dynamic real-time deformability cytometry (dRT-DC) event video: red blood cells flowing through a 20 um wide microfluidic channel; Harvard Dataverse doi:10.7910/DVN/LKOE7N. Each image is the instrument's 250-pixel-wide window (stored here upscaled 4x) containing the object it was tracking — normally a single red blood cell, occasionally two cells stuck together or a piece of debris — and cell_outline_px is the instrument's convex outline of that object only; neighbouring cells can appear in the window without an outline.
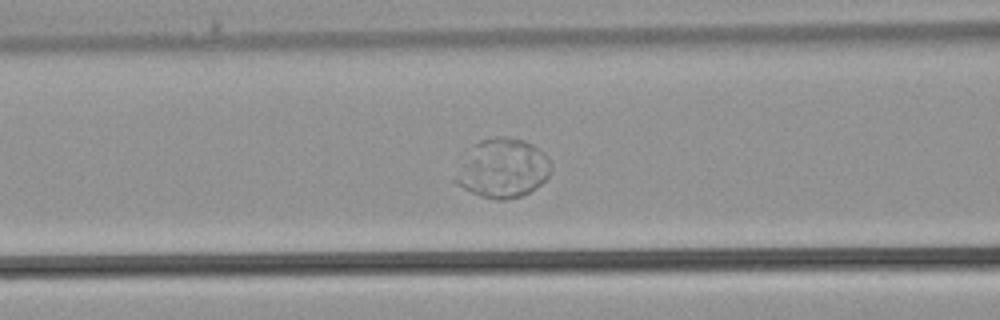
{"species": "common noctule bat (a hibernating species)", "species_latin": "Nyctalus noctula", "temperature_condition": "warm", "stored_images_in_passage": 40, "camera_frame_rate_fps": 3000, "um_per_image_px": 0.085, "animal": {"sex": "male", "body_mass_g": 21.5, "forearm_length_mm": 52.0}, "frame": {"image": 1, "passage_image": 16, "time_ms": 5.0, "image_size_px": [1000, 320], "cell_outline_px": [[548, 176], [536, 188], [520, 196], [504, 200], [496, 200], [480, 196], [456, 184], [452, 180], [476, 144], [480, 140], [496, 136], [504, 136], [524, 140], [532, 144], [544, 152], [548, 160]], "centroid_in_image_um": [42.74, 14.32], "position_along_channel_um": 123.9, "area_um2": 32.02}}
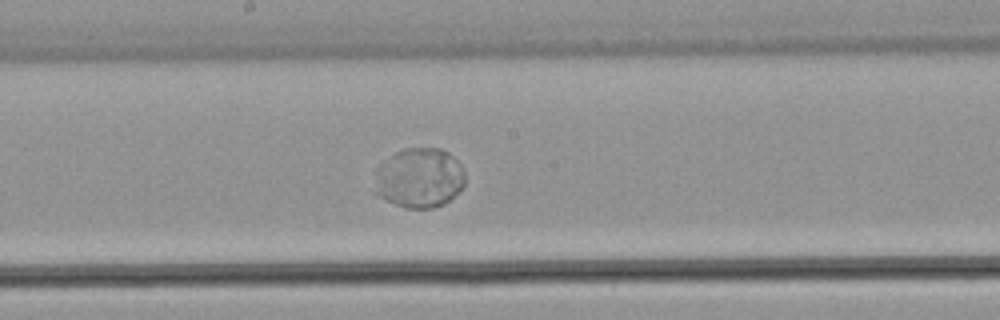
{"frame": {"image": 2, "passage_image": 21, "time_ms": 6.667, "image_size_px": [1000, 320], "cell_outline_px": [[464, 184], [444, 204], [432, 208], [404, 208], [380, 196], [376, 192], [380, 164], [396, 152], [404, 148], [440, 148], [448, 152], [460, 164], [464, 172]], "centroid_in_image_um": [35.68, 15.11], "position_along_channel_um": 212.5, "area_um2": 30.81}}
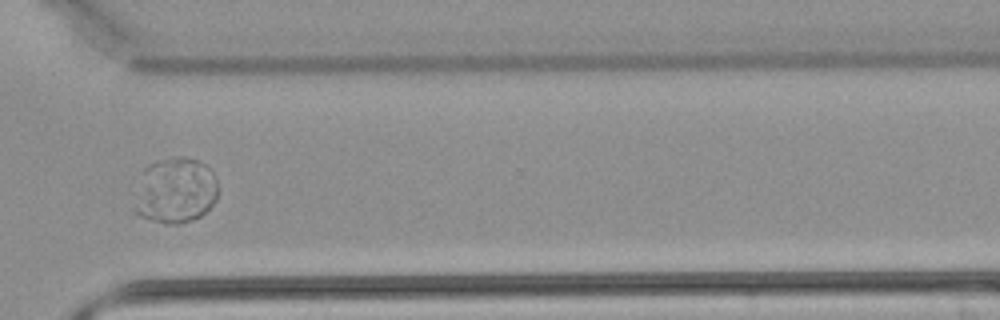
{"frame": {"image": 3, "passage_image": 29, "time_ms": 9.333, "image_size_px": [1000, 320], "cell_outline_px": [[220, 192], [216, 200], [200, 216], [192, 220], [180, 224], [164, 224], [140, 216], [132, 212], [144, 168], [148, 164], [156, 160], [172, 156], [184, 156], [196, 160], [204, 164], [212, 172], [216, 180]], "centroid_in_image_um": [14.91, 16.2], "position_along_channel_um": 355.7, "area_um2": 32.31}}